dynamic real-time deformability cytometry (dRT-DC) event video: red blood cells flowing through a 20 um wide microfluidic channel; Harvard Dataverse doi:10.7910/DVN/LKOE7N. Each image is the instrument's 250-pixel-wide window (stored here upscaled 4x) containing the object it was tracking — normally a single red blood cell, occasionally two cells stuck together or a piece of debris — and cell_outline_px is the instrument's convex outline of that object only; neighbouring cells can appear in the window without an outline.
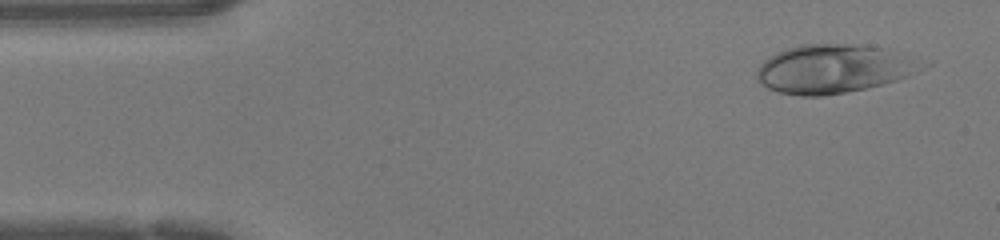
{"species": "human", "species_latin": "Homo sapiens", "temperature_condition": "warm", "stored_images_in_passage": 46, "camera_frame_rate_fps": 3000, "um_per_image_px": 0.085, "donor": {"sex": "female"}, "frame": {"image": 1, "passage_image": 3, "time_ms": 0.667, "image_size_px": [1000, 240], "cell_outline_px": [[932, 64], [908, 76], [896, 80], [864, 88], [824, 96], [800, 96], [780, 92], [768, 88], [756, 76], [756, 72], [760, 64], [764, 60], [776, 52], [800, 44], [856, 44], [884, 48], [932, 60]], "centroid_in_image_um": [70.97, 5.82], "position_along_channel_um": 14.0, "area_um2": 47.28}}
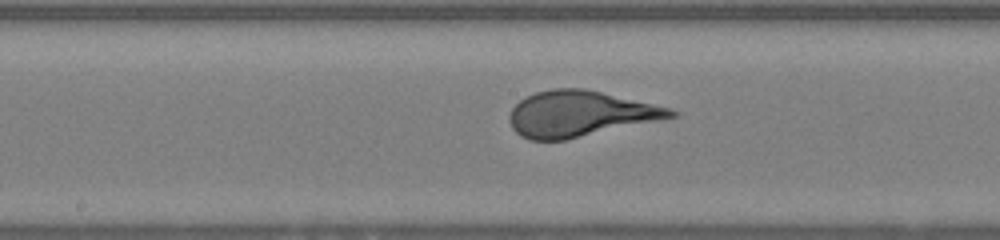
{"frame": {"image": 2, "passage_image": 23, "time_ms": 7.333, "image_size_px": [1000, 240], "cell_outline_px": [[680, 112], [676, 116], [564, 140], [528, 140], [520, 136], [512, 128], [508, 120], [508, 116], [512, 108], [520, 100], [536, 92], [552, 88], [584, 88], [672, 108]], "centroid_in_image_um": [49.25, 9.67], "position_along_channel_um": 198.9, "area_um2": 42.71}}
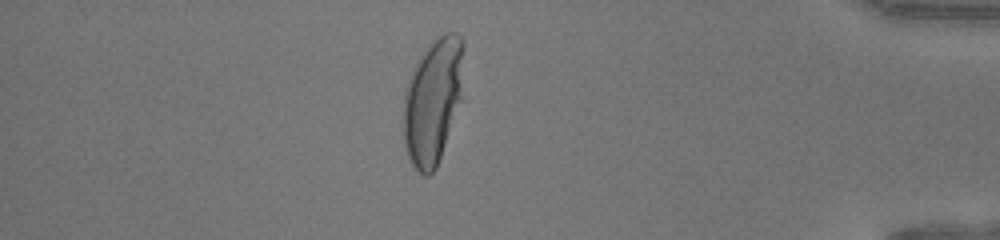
{"frame": {"image": 3, "passage_image": 40, "time_ms": 13.0, "image_size_px": [1000, 240], "cell_outline_px": [[464, 48], [460, 100], [436, 168], [428, 176], [424, 176], [408, 160], [404, 144], [404, 92], [408, 76], [416, 60], [428, 44], [436, 36], [444, 32], [456, 32], [464, 40]], "centroid_in_image_um": [36.77, 8.51], "position_along_channel_um": 398.4, "area_um2": 44.22}}